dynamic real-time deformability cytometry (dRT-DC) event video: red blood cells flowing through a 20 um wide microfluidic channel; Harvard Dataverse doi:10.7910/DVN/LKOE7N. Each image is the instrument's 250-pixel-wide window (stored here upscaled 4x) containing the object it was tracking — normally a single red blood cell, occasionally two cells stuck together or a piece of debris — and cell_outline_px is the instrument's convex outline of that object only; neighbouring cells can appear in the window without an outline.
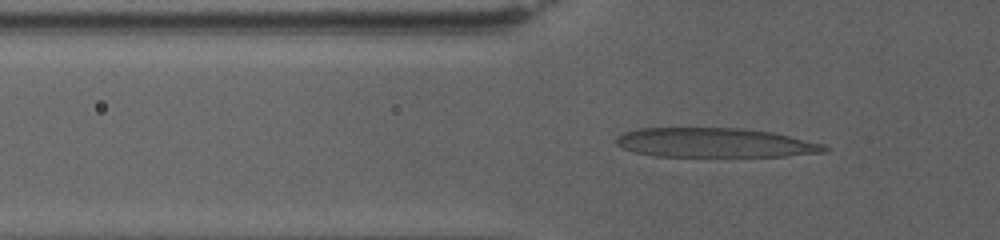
{"species": "human", "species_latin": "Homo sapiens", "temperature_condition": "warm", "stored_images_in_passage": 77, "camera_frame_rate_fps": 3000, "um_per_image_px": 0.085, "donor": {"sex": "female"}, "frame": {"image": 1, "passage_image": 28, "time_ms": 9.0, "image_size_px": [1000, 240], "cell_outline_px": [[832, 148], [824, 152], [784, 156], [656, 156], [632, 152], [616, 144], [616, 136], [624, 132], [640, 128], [740, 128], [772, 132], [824, 144]], "centroid_in_image_um": [60.76, 12.13], "position_along_channel_um": 65.0, "area_um2": 35.66}}
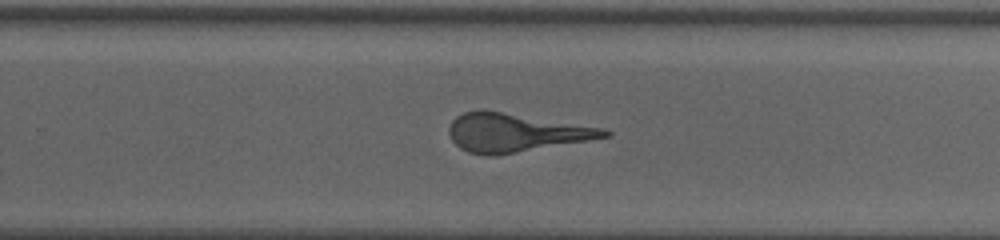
{"frame": {"image": 2, "passage_image": 53, "time_ms": 17.333, "image_size_px": [1000, 240], "cell_outline_px": [[612, 136], [496, 156], [488, 156], [468, 152], [460, 148], [452, 140], [448, 132], [448, 128], [452, 120], [456, 116], [464, 112], [480, 108], [484, 108], [604, 128], [612, 132]], "centroid_in_image_um": [43.79, 11.25], "position_along_channel_um": 286.0, "area_um2": 35.32}}
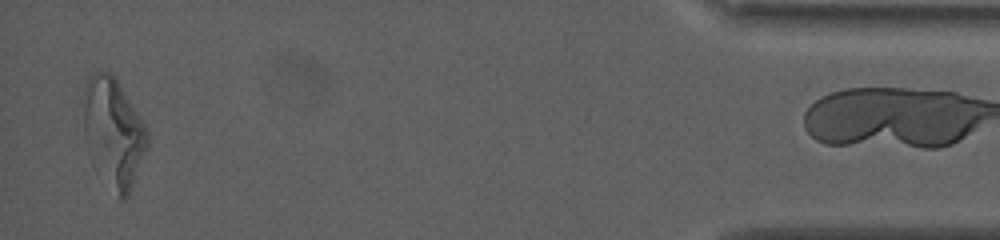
{"frame": {"image": 3, "passage_image": 76, "time_ms": 25.0, "image_size_px": [1000, 240], "cell_outline_px": [[148, 144], [128, 196], [124, 200], [116, 200], [88, 156], [84, 136], [80, 100], [84, 84], [96, 72], [108, 72], [116, 80], [144, 124], [148, 132]], "centroid_in_image_um": [9.56, 11.32], "position_along_channel_um": 425.6, "area_um2": 41.1}}